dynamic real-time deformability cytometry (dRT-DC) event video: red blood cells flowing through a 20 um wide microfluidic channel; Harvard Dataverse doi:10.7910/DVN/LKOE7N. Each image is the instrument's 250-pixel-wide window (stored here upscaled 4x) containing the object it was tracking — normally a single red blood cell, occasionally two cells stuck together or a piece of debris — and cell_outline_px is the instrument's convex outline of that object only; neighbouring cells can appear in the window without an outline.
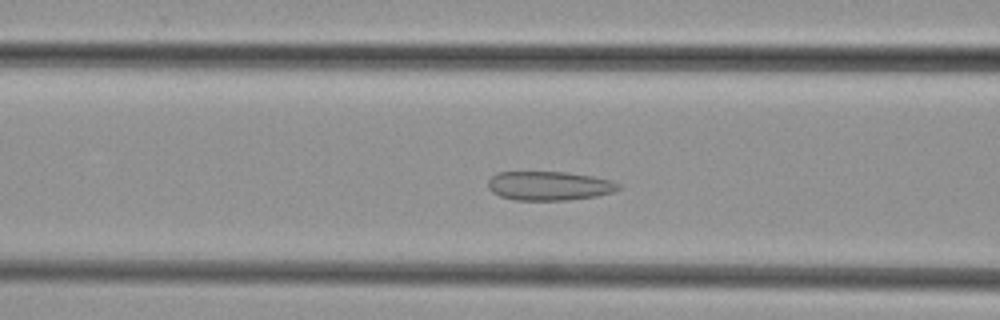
{"species": "common noctule bat (a hibernating species)", "species_latin": "Nyctalus noctula", "temperature_condition": "cold", "stored_images_in_passage": 44, "camera_frame_rate_fps": 3000, "um_per_image_px": 0.085, "animal": {"sex": "female", "body_mass_g": 29.2, "forearm_length_mm": 56.3}, "frame": {"image": 1, "passage_image": 15, "time_ms": 4.667, "image_size_px": [1000, 320], "cell_outline_px": [[620, 188], [612, 192], [596, 196], [568, 200], [512, 200], [500, 196], [492, 192], [488, 188], [488, 180], [496, 172], [564, 172], [592, 176], [612, 180], [620, 184]], "centroid_in_image_um": [46.66, 15.79], "position_along_channel_um": 119.9, "area_um2": 22.14}}
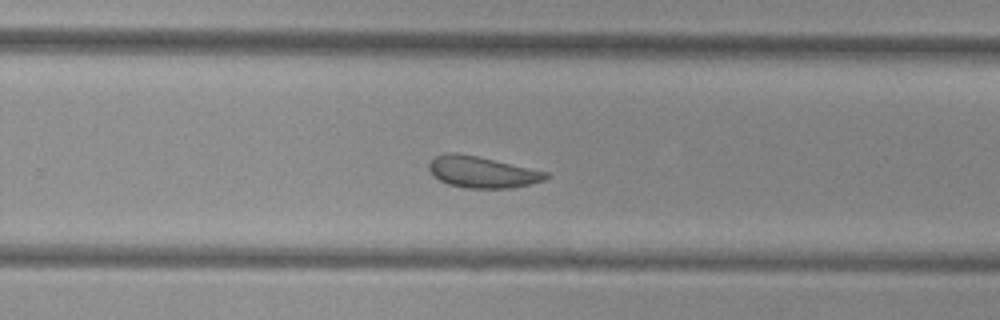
{"frame": {"image": 2, "passage_image": 27, "time_ms": 8.667, "image_size_px": [1000, 320], "cell_outline_px": [[552, 176], [544, 180], [528, 184], [508, 188], [464, 188], [448, 184], [432, 176], [428, 168], [428, 164], [436, 156], [444, 152], [456, 152], [476, 156], [548, 172]], "centroid_in_image_um": [40.94, 14.62], "position_along_channel_um": 288.9, "area_um2": 21.33}}
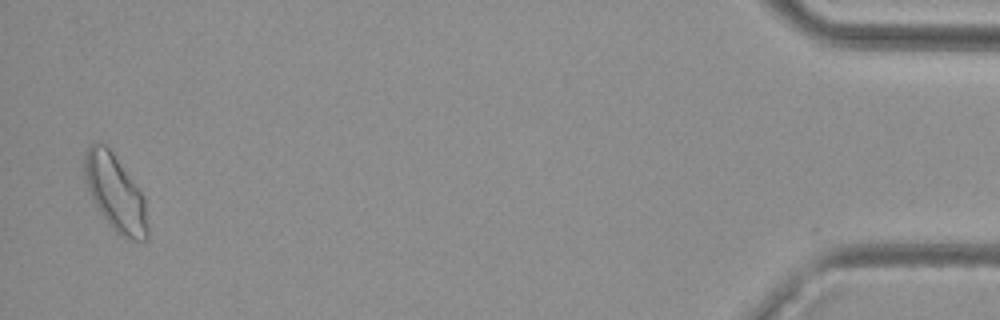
{"frame": {"image": 3, "passage_image": 43, "time_ms": 14.0, "image_size_px": [1000, 320], "cell_outline_px": [[148, 240], [124, 240], [108, 224], [100, 212], [84, 180], [84, 152], [92, 144], [104, 144], [112, 152], [144, 196], [148, 224]], "centroid_in_image_um": [9.82, 16.46], "position_along_channel_um": 425.4, "area_um2": 27.8}}